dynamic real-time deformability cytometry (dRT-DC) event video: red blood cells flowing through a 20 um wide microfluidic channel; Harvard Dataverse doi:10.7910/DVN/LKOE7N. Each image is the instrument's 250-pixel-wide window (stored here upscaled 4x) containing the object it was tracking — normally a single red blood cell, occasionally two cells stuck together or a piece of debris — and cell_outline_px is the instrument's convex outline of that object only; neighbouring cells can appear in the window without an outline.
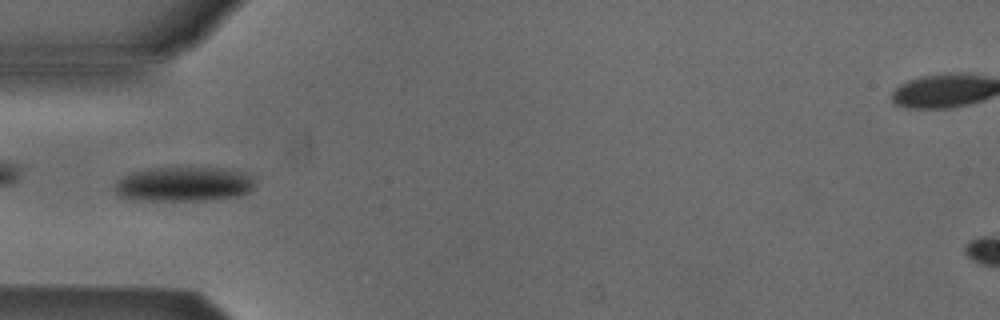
{"species": "Egyptian fruit bat (a non-hibernating species)", "species_latin": "Rousettus aegyptiacus", "temperature_condition": "cold", "stored_images_in_passage": 52, "camera_frame_rate_fps": 3000, "um_per_image_px": 0.085, "animal": {"sex": "male"}, "frame": {"image": 1, "passage_image": 16, "time_ms": 5.0, "image_size_px": [1000, 320], "cell_outline_px": [[252, 188], [248, 192], [240, 196], [204, 200], [132, 200], [120, 196], [116, 192], [116, 184], [124, 176], [132, 172], [148, 168], [224, 168], [240, 172], [252, 176]], "centroid_in_image_um": [15.61, 15.65], "position_along_channel_um": 69.4, "area_um2": 27.92}}
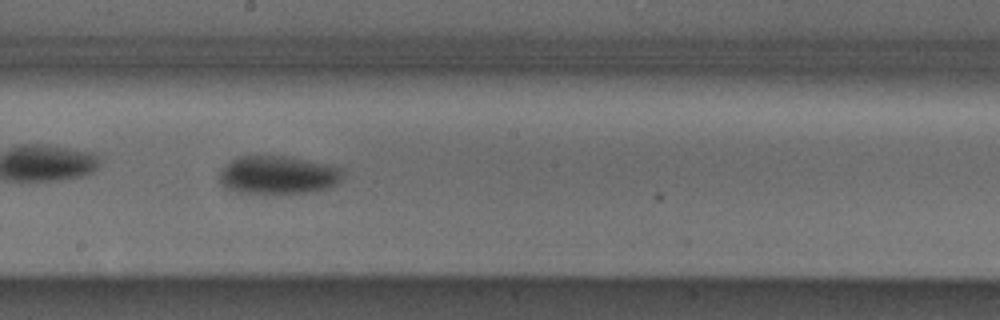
{"frame": {"image": 2, "passage_image": 28, "time_ms": 9.0, "image_size_px": [1000, 320], "cell_outline_px": [[344, 176], [332, 188], [308, 192], [276, 196], [264, 196], [236, 192], [224, 188], [220, 184], [220, 172], [232, 160], [240, 156], [292, 156], [340, 168]], "centroid_in_image_um": [23.62, 14.93], "position_along_channel_um": 224.6, "area_um2": 28.38}}
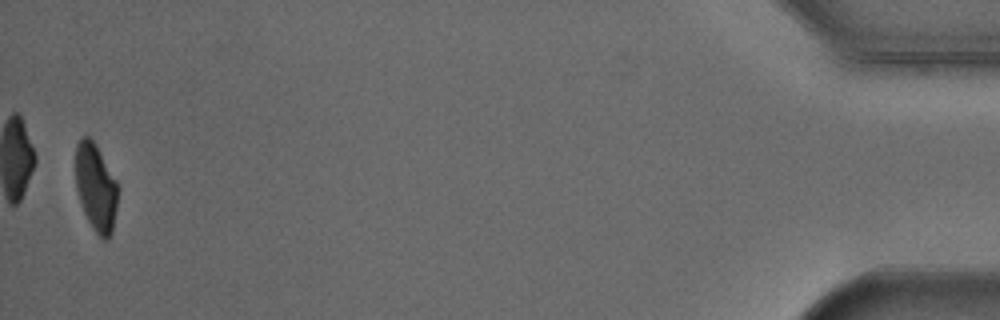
{"frame": {"image": 3, "passage_image": 51, "time_ms": 16.667, "image_size_px": [1000, 320], "cell_outline_px": [[116, 208], [112, 232], [108, 240], [100, 240], [92, 228], [84, 212], [76, 188], [76, 144], [84, 136], [88, 136], [96, 144], [116, 180]], "centroid_in_image_um": [8.14, 15.96], "position_along_channel_um": 427.1, "area_um2": 21.33}, "authors_computed_cell_mechanics": {"area_um2": 25.8077, "velocity_mm_per_s": 3.8843, "shape_relaxation_time_tau1_ms": 2.9055, "shape_relaxation_time_tau2_ms": null, "deformation_change_tau1": 0.1008, "deformation_change_tau2": null}}